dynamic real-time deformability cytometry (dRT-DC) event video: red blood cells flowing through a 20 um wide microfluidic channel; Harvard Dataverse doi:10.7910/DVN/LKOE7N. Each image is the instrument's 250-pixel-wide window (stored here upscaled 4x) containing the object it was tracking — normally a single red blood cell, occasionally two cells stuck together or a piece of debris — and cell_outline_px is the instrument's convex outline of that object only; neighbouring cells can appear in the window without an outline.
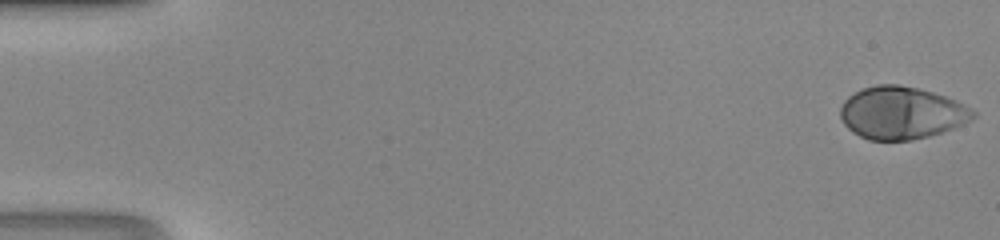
{"species": "human", "species_latin": "Homo sapiens", "temperature_condition": "room temperature", "stored_images_in_passage": 48, "camera_frame_rate_fps": 3000, "um_per_image_px": 0.085, "donor": {"sex": "male"}, "frame": {"image": 1, "passage_image": 1, "time_ms": 0.0, "image_size_px": [1000, 240], "cell_outline_px": [[976, 116], [952, 128], [928, 136], [912, 140], [868, 140], [852, 132], [844, 124], [840, 116], [840, 108], [844, 100], [848, 96], [864, 88], [876, 84], [900, 84], [932, 92], [944, 96], [972, 108], [976, 112]], "centroid_in_image_um": [76.58, 9.59], "position_along_channel_um": 8.4, "area_um2": 40.29}}
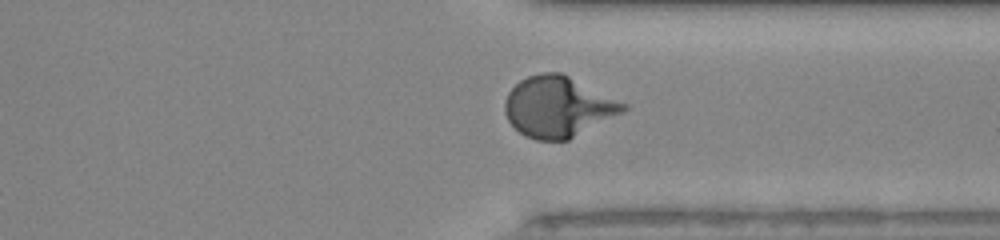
{"frame": {"image": 2, "passage_image": 37, "time_ms": 12.0, "image_size_px": [1000, 240], "cell_outline_px": [[628, 108], [624, 112], [568, 140], [536, 140], [524, 136], [508, 120], [504, 112], [504, 104], [508, 92], [520, 80], [528, 76], [540, 72], [560, 72], [628, 104]], "centroid_in_image_um": [47.43, 9.08], "position_along_channel_um": 364.0, "area_um2": 41.79}}
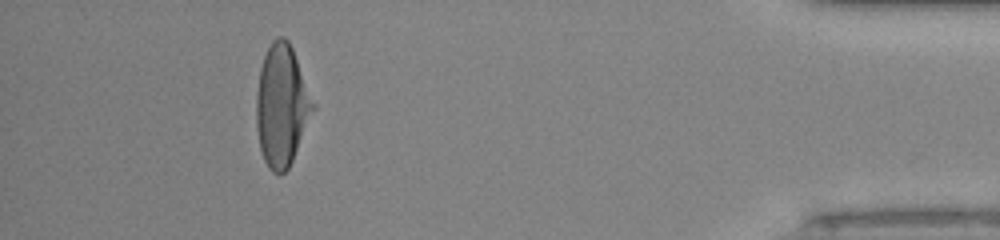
{"frame": {"image": 3, "passage_image": 44, "time_ms": 14.333, "image_size_px": [1000, 240], "cell_outline_px": [[316, 108], [292, 160], [288, 168], [284, 172], [272, 172], [268, 168], [264, 160], [260, 148], [256, 124], [256, 92], [260, 68], [264, 56], [272, 40], [276, 36], [284, 36], [288, 40], [292, 48], [316, 104]], "centroid_in_image_um": [23.96, 8.95], "position_along_channel_um": 411.2, "area_um2": 40.23}}